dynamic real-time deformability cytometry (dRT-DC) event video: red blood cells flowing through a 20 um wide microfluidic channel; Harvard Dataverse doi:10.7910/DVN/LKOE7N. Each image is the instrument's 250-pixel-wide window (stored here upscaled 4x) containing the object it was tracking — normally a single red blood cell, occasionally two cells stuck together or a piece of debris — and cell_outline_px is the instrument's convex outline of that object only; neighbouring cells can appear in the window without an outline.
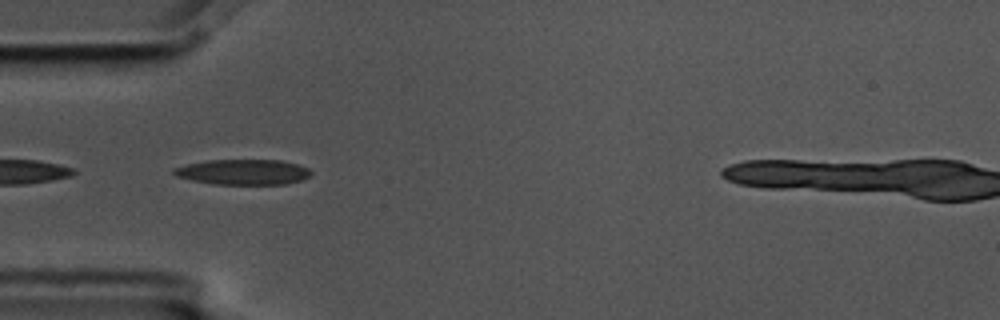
{"species": "common noctule bat (a hibernating species)", "species_latin": "Nyctalus noctula", "temperature_condition": "cold", "stored_images_in_passage": 10, "camera_frame_rate_fps": 3000, "um_per_image_px": 0.085, "animal": {"sex": "male", "body_mass_g": 17.5, "forearm_length_mm": 52.3}, "frame": {"image": 1, "passage_image": 1, "time_ms": 0.0, "image_size_px": [1000, 320], "cell_outline_px": [[312, 172], [308, 176], [300, 180], [284, 184], [212, 184], [192, 180], [176, 176], [172, 172], [172, 168], [188, 164], [208, 160], [280, 160], [296, 164], [308, 168]], "centroid_in_image_um": [20.63, 14.62], "position_along_channel_um": 64.4, "area_um2": 20.11}}
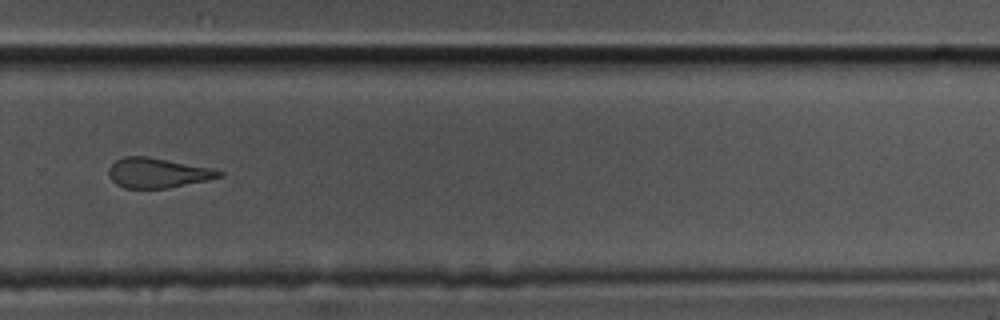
{"frame": {"image": 2, "passage_image": 7, "time_ms": 2.0, "image_size_px": [1000, 320], "cell_outline_px": [[224, 176], [208, 180], [168, 188], [124, 188], [116, 184], [108, 176], [108, 168], [116, 160], [124, 156], [148, 156], [212, 168], [224, 172]], "centroid_in_image_um": [13.4, 14.69], "position_along_channel_um": 316.4, "area_um2": 19.36}}